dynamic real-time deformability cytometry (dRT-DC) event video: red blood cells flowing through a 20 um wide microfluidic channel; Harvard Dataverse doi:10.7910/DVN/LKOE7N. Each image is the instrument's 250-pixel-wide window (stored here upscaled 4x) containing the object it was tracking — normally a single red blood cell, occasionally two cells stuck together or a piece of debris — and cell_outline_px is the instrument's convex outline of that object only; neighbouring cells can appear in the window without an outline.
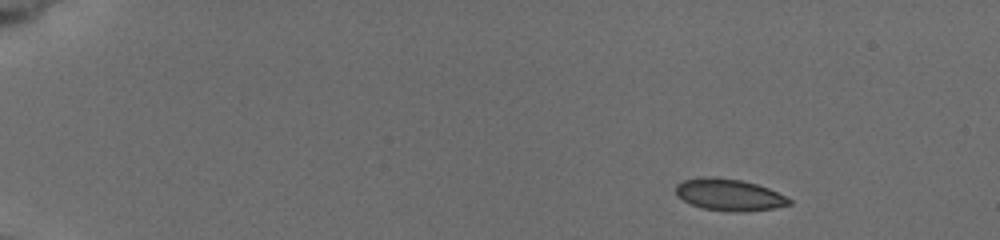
{"species": "common noctule bat (a hibernating species)", "species_latin": "Nyctalus noctula", "temperature_condition": "cold", "stored_images_in_passage": 7, "camera_frame_rate_fps": 3000, "um_per_image_px": 0.085, "animal": {"sex": "female", "body_mass_g": 19.5, "forearm_length_mm": 54.1}, "frame": {"image": 1, "passage_image": 1, "time_ms": 0.0, "image_size_px": [1000, 240], "cell_outline_px": [[792, 204], [772, 208], [744, 212], [736, 212], [704, 208], [692, 204], [676, 196], [676, 184], [684, 180], [708, 176], [712, 176], [740, 180], [756, 184], [768, 188], [792, 200]], "centroid_in_image_um": [61.97, 16.55], "position_along_channel_um": 23.0, "area_um2": 20.75}}
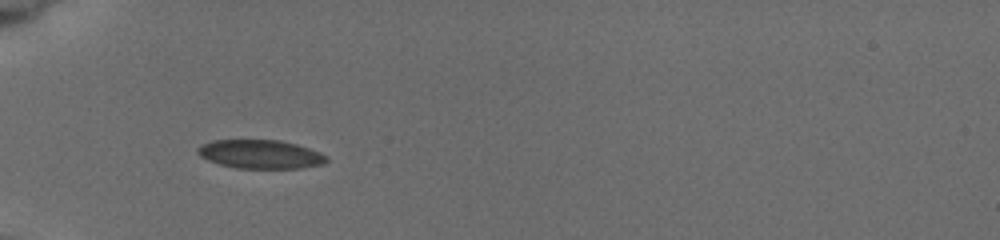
{"frame": {"image": 2, "passage_image": 6, "time_ms": 4.0, "image_size_px": [1000, 240], "cell_outline_px": [[328, 160], [324, 164], [300, 168], [236, 168], [220, 164], [208, 160], [200, 156], [196, 152], [196, 148], [200, 144], [212, 140], [280, 140], [296, 144], [320, 152], [328, 156]], "centroid_in_image_um": [22.12, 13.1], "position_along_channel_um": 62.9, "area_um2": 21.68}}